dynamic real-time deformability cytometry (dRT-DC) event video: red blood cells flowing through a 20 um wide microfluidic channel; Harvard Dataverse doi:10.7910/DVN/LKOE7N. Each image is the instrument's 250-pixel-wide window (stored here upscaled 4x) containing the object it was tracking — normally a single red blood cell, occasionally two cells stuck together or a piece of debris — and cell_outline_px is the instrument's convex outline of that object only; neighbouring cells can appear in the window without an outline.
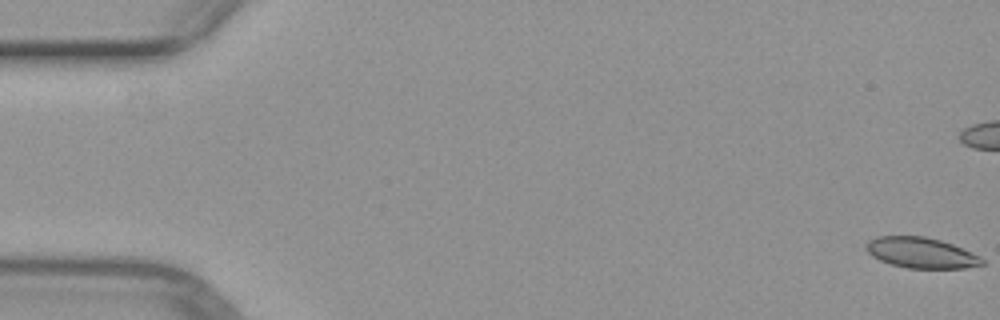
{"species": "common noctule bat (a hibernating species)", "species_latin": "Nyctalus noctula", "temperature_condition": "warm", "stored_images_in_passage": 52, "camera_frame_rate_fps": 3000, "um_per_image_px": 0.085, "animal": {"sex": "female", "body_mass_g": 29.2, "forearm_length_mm": 56.3}, "frame": {"image": 1, "passage_image": 1, "time_ms": 0.0, "image_size_px": [1000, 320], "cell_outline_px": [[984, 264], [964, 268], [908, 268], [892, 264], [880, 260], [872, 256], [864, 248], [868, 240], [876, 236], [924, 236], [940, 240], [952, 244], [972, 252], [980, 256], [984, 260]], "centroid_in_image_um": [78.28, 21.48], "position_along_channel_um": 6.7, "area_um2": 20.69}}
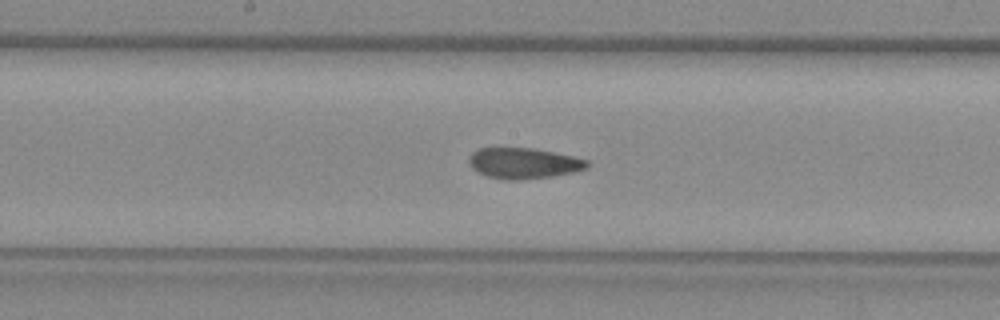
{"frame": {"image": 2, "passage_image": 27, "time_ms": 8.667, "image_size_px": [1000, 320], "cell_outline_px": [[588, 168], [576, 172], [552, 176], [520, 180], [504, 180], [488, 176], [472, 168], [468, 164], [468, 160], [472, 152], [480, 148], [532, 148], [572, 156], [588, 160]], "centroid_in_image_um": [44.51, 13.88], "position_along_channel_um": 203.7, "area_um2": 21.15}}
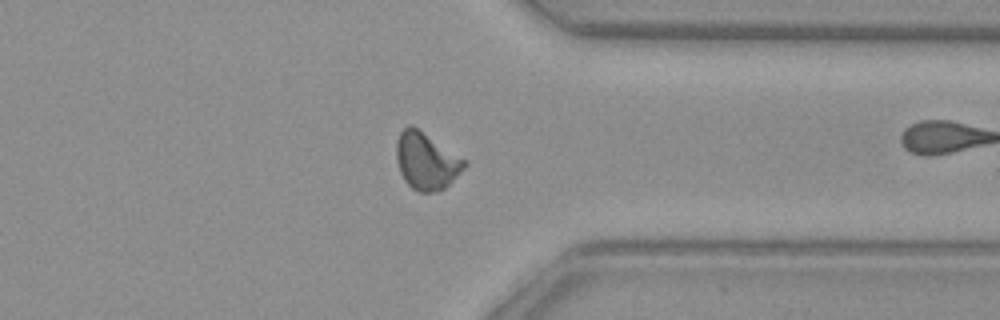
{"frame": {"image": 3, "passage_image": 40, "time_ms": 13.0, "image_size_px": [1000, 320], "cell_outline_px": [[468, 164], [444, 188], [436, 192], [420, 192], [412, 188], [404, 180], [400, 172], [396, 160], [396, 140], [400, 132], [408, 124], [412, 124], [468, 160]], "centroid_in_image_um": [36.23, 13.65], "position_along_channel_um": 375.2, "area_um2": 22.83}}